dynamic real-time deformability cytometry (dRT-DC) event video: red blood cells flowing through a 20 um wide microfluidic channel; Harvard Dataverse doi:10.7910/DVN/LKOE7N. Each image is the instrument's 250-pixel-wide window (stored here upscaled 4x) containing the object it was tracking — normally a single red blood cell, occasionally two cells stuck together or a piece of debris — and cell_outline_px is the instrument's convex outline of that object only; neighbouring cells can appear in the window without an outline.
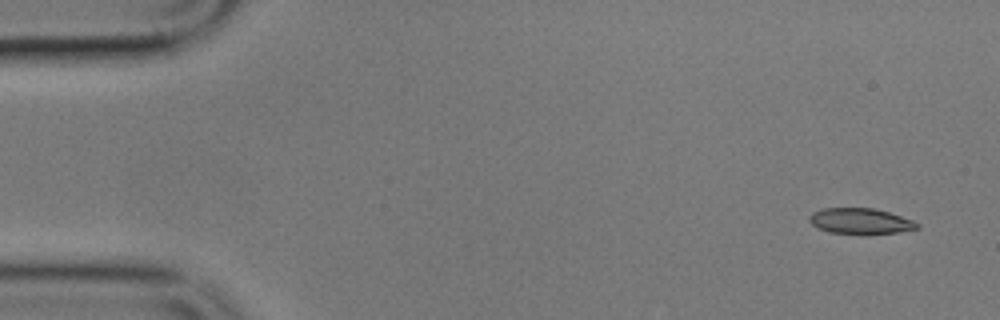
{"species": "common noctule bat (a hibernating species)", "species_latin": "Nyctalus noctula", "temperature_condition": "cold", "stored_images_in_passage": 3, "camera_frame_rate_fps": 3000, "um_per_image_px": 0.085, "animal": {"sex": "male", "body_mass_g": 17.9}, "frame": {"image": 1, "passage_image": 1, "time_ms": 0.0, "image_size_px": [1000, 320], "cell_outline_px": [[920, 228], [900, 232], [864, 236], [828, 232], [812, 224], [808, 220], [808, 216], [812, 212], [824, 208], [872, 208], [888, 212], [912, 220], [920, 224]], "centroid_in_image_um": [73.14, 18.83], "position_along_channel_um": 11.9, "area_um2": 16.65}}